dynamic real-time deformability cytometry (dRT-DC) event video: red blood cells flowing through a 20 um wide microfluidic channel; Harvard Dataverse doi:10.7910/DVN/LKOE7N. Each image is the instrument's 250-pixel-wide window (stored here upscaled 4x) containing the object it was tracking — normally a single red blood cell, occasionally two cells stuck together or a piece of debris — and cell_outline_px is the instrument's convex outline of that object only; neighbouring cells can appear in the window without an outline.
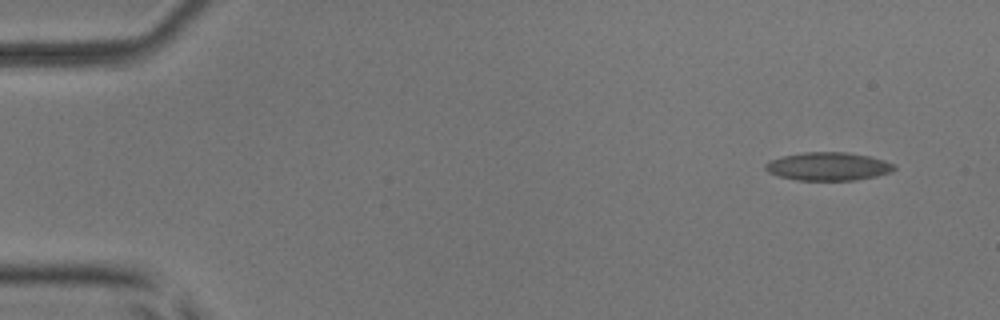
{"species": "common noctule bat (a hibernating species)", "species_latin": "Nyctalus noctula", "temperature_condition": "room temperature", "stored_images_in_passage": 6, "camera_frame_rate_fps": 3000, "um_per_image_px": 0.085, "animal": {"sex": "male", "body_mass_g": 17.9, "forearm_length_mm": 54.2}, "frame": {"image": 1, "passage_image": 1, "time_ms": 0.0, "image_size_px": [1000, 320], "cell_outline_px": [[896, 168], [892, 172], [876, 176], [856, 180], [796, 180], [780, 176], [768, 172], [764, 168], [764, 164], [768, 160], [784, 156], [804, 152], [844, 152], [872, 156], [896, 164]], "centroid_in_image_um": [70.42, 14.14], "position_along_channel_um": 14.6, "area_um2": 21.33}}
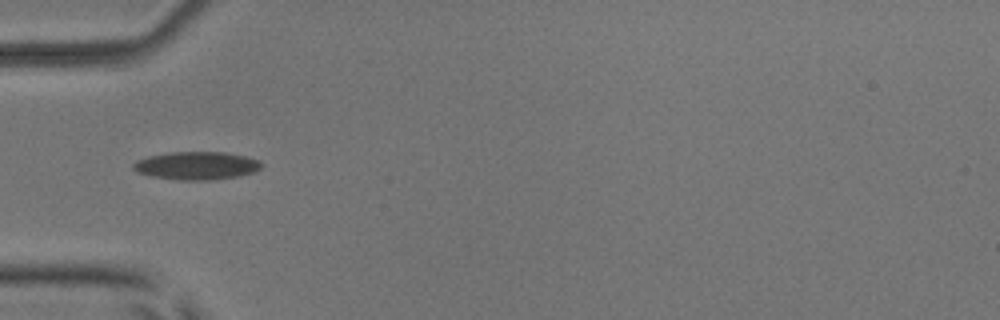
{"frame": {"image": 2, "passage_image": 5, "time_ms": 4.667, "image_size_px": [1000, 320], "cell_outline_px": [[264, 164], [260, 168], [252, 172], [236, 176], [212, 180], [180, 180], [152, 176], [136, 172], [132, 168], [132, 164], [136, 160], [148, 156], [172, 152], [224, 152], [244, 156], [260, 160]], "centroid_in_image_um": [16.68, 14.07], "position_along_channel_um": 68.3, "area_um2": 20.87}}
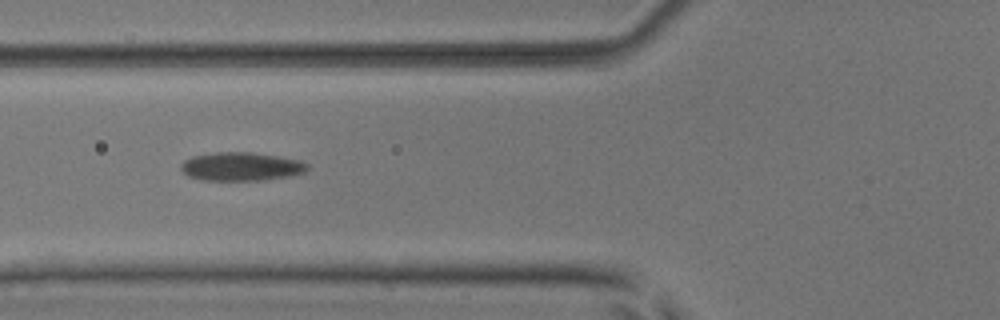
{"frame": {"image": 3, "passage_image": 6, "time_ms": 5.667, "image_size_px": [1000, 320], "cell_outline_px": [[308, 168], [304, 172], [288, 176], [264, 180], [204, 180], [188, 176], [180, 168], [180, 164], [184, 160], [192, 156], [216, 152], [252, 152], [300, 160], [308, 164]], "centroid_in_image_um": [20.48, 14.15], "position_along_channel_um": 105.3, "area_um2": 20.92}}